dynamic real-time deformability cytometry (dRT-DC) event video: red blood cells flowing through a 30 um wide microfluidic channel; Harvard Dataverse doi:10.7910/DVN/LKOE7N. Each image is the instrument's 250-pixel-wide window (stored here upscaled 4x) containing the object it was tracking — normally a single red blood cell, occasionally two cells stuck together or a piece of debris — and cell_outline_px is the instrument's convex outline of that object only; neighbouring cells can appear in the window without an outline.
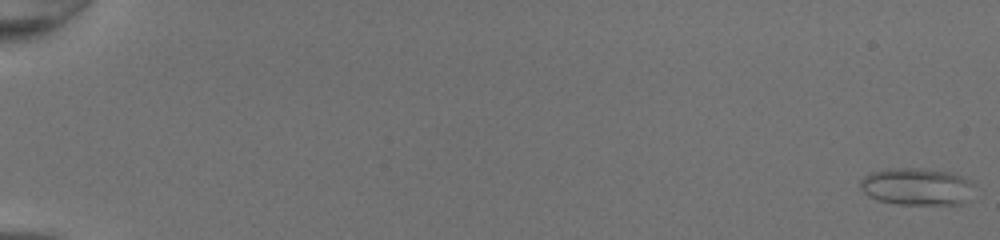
{"species": "common noctule bat (a hibernating species)", "species_latin": "Nyctalus noctula", "temperature_condition": "room temperature", "stored_images_in_passage": 51, "camera_frame_rate_fps": 3000, "um_per_image_px": 0.085, "animal": {"sex": "female", "body_mass_g": 20.0, "forearm_length_mm": 54.0}, "frame": {"image": 1, "passage_image": 1, "time_ms": 0.0, "image_size_px": [1000, 240], "cell_outline_px": [[976, 184], [972, 200], [960, 204], [896, 204], [880, 200], [868, 196], [860, 188], [860, 180], [864, 176], [872, 172], [884, 168], [920, 168], [952, 172]], "centroid_in_image_um": [77.98, 15.86], "position_along_channel_um": 7.0, "area_um2": 25.2}}
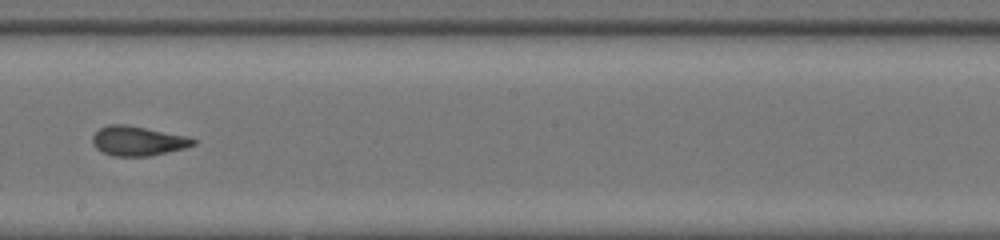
{"frame": {"image": 2, "passage_image": 32, "time_ms": 10.333, "image_size_px": [1000, 240], "cell_outline_px": [[196, 144], [184, 148], [168, 152], [148, 156], [112, 156], [96, 148], [92, 144], [92, 136], [100, 128], [108, 124], [128, 124], [188, 136], [196, 140]], "centroid_in_image_um": [11.71, 11.97], "position_along_channel_um": 236.5, "area_um2": 17.46}}
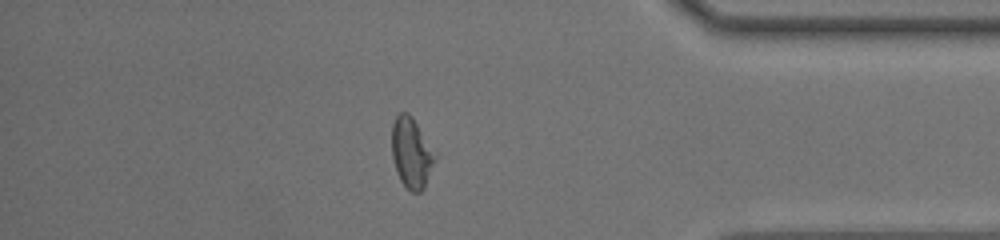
{"frame": {"image": 3, "passage_image": 45, "time_ms": 14.667, "image_size_px": [1000, 240], "cell_outline_px": [[436, 156], [424, 188], [420, 192], [412, 192], [400, 180], [396, 172], [392, 156], [392, 124], [396, 116], [400, 112], [408, 112], [412, 116]], "centroid_in_image_um": [34.94, 12.98], "position_along_channel_um": 400.3, "area_um2": 17.34}, "authors_computed_cell_mechanics": {"area_um2": 18.3226, "velocity_mm_per_s": 4.2721, "shape_relaxation_time_tau1_ms": 9.7612, "shape_relaxation_time_tau2_ms": 0.9602, "deformation_change_tau1": 0.2124, "deformation_change_tau2": 0.0692}}